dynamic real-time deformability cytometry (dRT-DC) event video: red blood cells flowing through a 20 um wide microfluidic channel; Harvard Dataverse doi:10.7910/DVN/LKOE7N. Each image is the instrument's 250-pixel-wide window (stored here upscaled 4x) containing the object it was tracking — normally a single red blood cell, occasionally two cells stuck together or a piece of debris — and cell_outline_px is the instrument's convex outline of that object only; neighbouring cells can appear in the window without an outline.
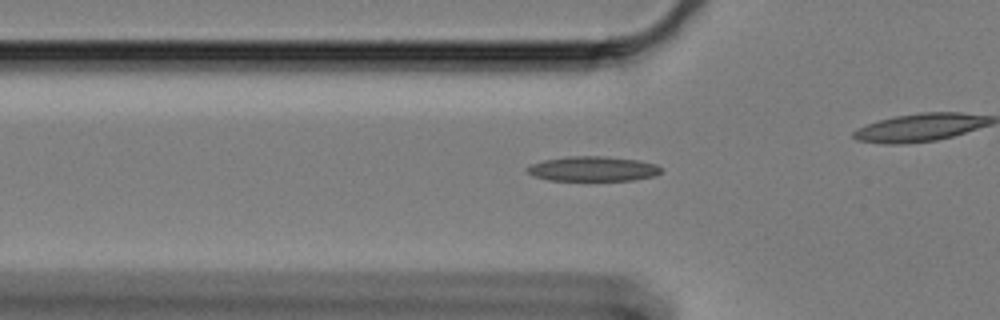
{"species": "Egyptian fruit bat (a non-hibernating species)", "species_latin": "Rousettus aegyptiacus", "temperature_condition": "cold", "stored_images_in_passage": 48, "camera_frame_rate_fps": 3000, "um_per_image_px": 0.085, "animal": {"sex": "female"}, "frame": {"image": 1, "passage_image": 19, "time_ms": 6.0, "image_size_px": [1000, 320], "cell_outline_px": [[660, 172], [656, 176], [632, 180], [548, 180], [536, 176], [528, 172], [524, 168], [532, 164], [544, 160], [568, 156], [600, 156], [636, 160], [656, 164], [660, 168]], "centroid_in_image_um": [50.38, 14.35], "position_along_channel_um": 75.4, "area_um2": 19.13}}
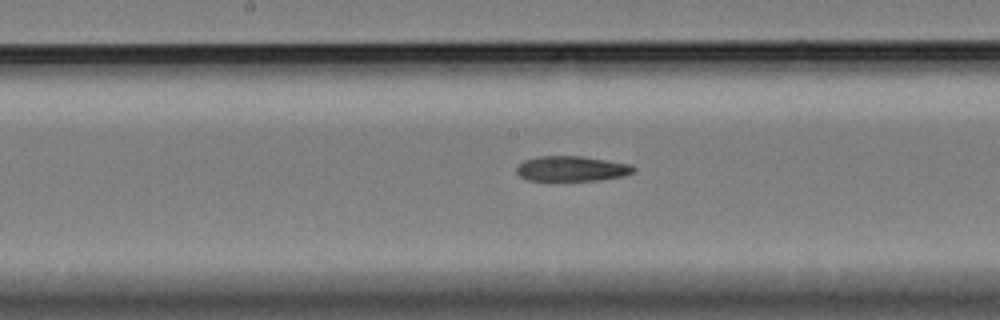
{"frame": {"image": 2, "passage_image": 30, "time_ms": 9.667, "image_size_px": [1000, 320], "cell_outline_px": [[636, 168], [632, 172], [624, 176], [600, 180], [528, 180], [520, 176], [516, 172], [516, 168], [524, 160], [536, 156], [580, 156], [632, 164]], "centroid_in_image_um": [48.6, 14.33], "position_along_channel_um": 199.6, "area_um2": 17.11}}
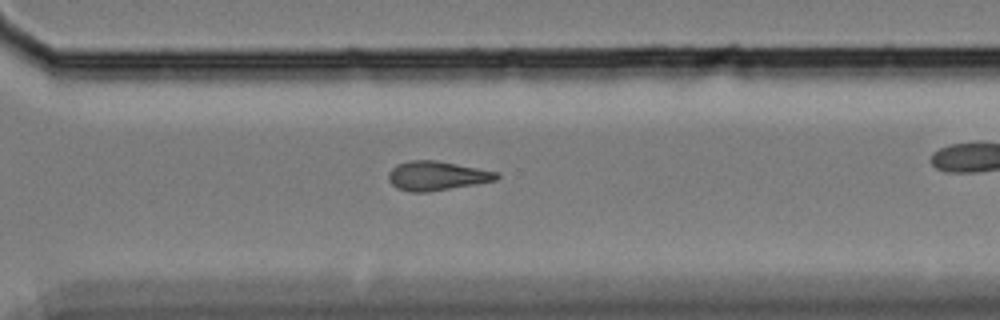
{"frame": {"image": 3, "passage_image": 42, "time_ms": 13.667, "image_size_px": [1000, 320], "cell_outline_px": [[500, 176], [496, 180], [476, 184], [428, 192], [412, 192], [396, 188], [388, 180], [388, 172], [396, 164], [408, 160], [436, 160], [500, 172]], "centroid_in_image_um": [37.12, 14.93], "position_along_channel_um": 333.5, "area_um2": 18.55}}